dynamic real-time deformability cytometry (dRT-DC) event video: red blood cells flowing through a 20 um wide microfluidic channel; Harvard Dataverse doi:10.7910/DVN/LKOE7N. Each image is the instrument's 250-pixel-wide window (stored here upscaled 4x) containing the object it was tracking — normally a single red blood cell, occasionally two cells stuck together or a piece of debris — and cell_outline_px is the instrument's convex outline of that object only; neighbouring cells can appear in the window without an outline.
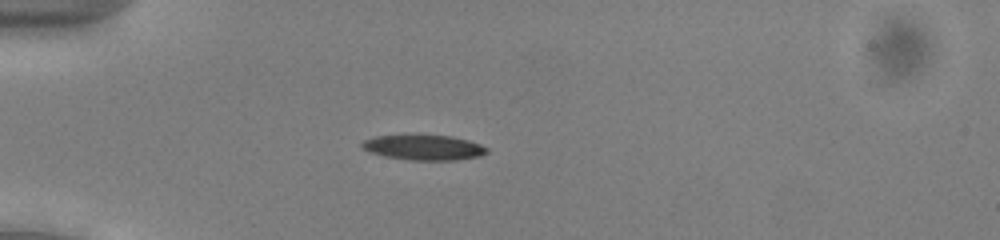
{"species": "common noctule bat (a hibernating species)", "species_latin": "Nyctalus noctula", "temperature_condition": "cold", "stored_images_in_passage": 43, "camera_frame_rate_fps": 3000, "um_per_image_px": 0.085, "animal": {"sex": "male", "body_mass_g": 13.0, "forearm_length_mm": 53.1}, "frame": {"image": 1, "passage_image": 6, "time_ms": 1.667, "image_size_px": [1000, 240], "cell_outline_px": [[488, 152], [480, 156], [456, 160], [412, 160], [384, 156], [368, 152], [360, 148], [360, 144], [364, 140], [376, 136], [452, 136], [468, 140], [480, 144], [488, 148]], "centroid_in_image_um": [36.01, 12.55], "position_along_channel_um": 49.0, "area_um2": 18.15}}
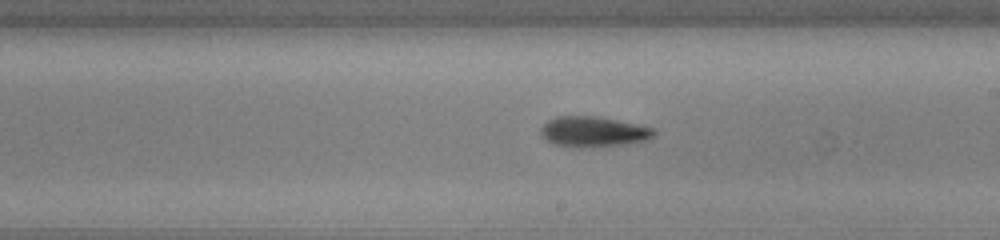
{"frame": {"image": 2, "passage_image": 22, "time_ms": 7.0, "image_size_px": [1000, 240], "cell_outline_px": [[656, 132], [648, 140], [624, 144], [592, 148], [576, 148], [556, 144], [540, 136], [540, 128], [548, 120], [556, 116], [592, 116], [652, 128]], "centroid_in_image_um": [50.36, 11.22], "position_along_channel_um": 238.6, "area_um2": 19.83}}
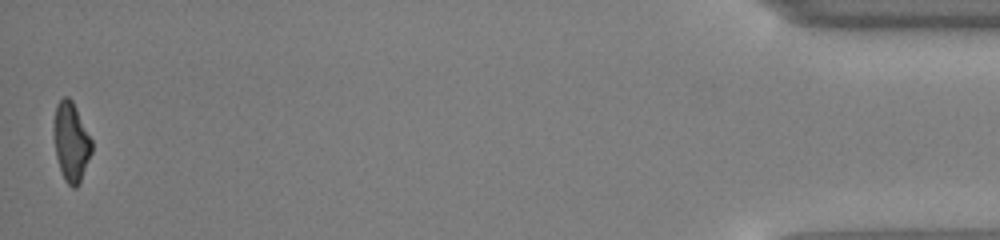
{"frame": {"image": 3, "passage_image": 43, "time_ms": 14.0, "image_size_px": [1000, 240], "cell_outline_px": [[92, 152], [80, 184], [76, 188], [72, 188], [64, 180], [56, 156], [52, 132], [52, 124], [56, 104], [64, 96], [68, 96], [72, 100], [92, 140]], "centroid_in_image_um": [6.03, 12.06], "position_along_channel_um": 429.2, "area_um2": 17.86}, "authors_computed_cell_mechanics": {"area_um2": 19.0162, "velocity_mm_per_s": 3.9601, "shape_relaxation_time_tau1_ms": 4.5448, "shape_relaxation_time_tau2_ms": 3.0303, "deformation_change_tau1": 0.1796, "deformation_change_tau2": 0.1099}}